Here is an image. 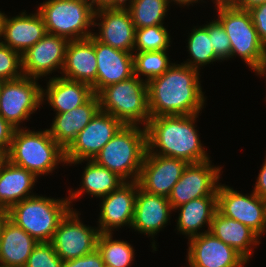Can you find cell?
<instances>
[{"mask_svg":"<svg viewBox=\"0 0 266 267\" xmlns=\"http://www.w3.org/2000/svg\"><path fill=\"white\" fill-rule=\"evenodd\" d=\"M146 151V128L123 125L93 161L108 168L124 182H132L139 178Z\"/></svg>","mask_w":266,"mask_h":267,"instance_id":"cell-4","label":"cell"},{"mask_svg":"<svg viewBox=\"0 0 266 267\" xmlns=\"http://www.w3.org/2000/svg\"><path fill=\"white\" fill-rule=\"evenodd\" d=\"M209 232L216 238L231 246L246 261L253 254L251 245H259L261 238L255 231L243 223L223 216L218 210L215 212Z\"/></svg>","mask_w":266,"mask_h":267,"instance_id":"cell-27","label":"cell"},{"mask_svg":"<svg viewBox=\"0 0 266 267\" xmlns=\"http://www.w3.org/2000/svg\"><path fill=\"white\" fill-rule=\"evenodd\" d=\"M229 1H231V0H214L213 3H216V2H229Z\"/></svg>","mask_w":266,"mask_h":267,"instance_id":"cell-47","label":"cell"},{"mask_svg":"<svg viewBox=\"0 0 266 267\" xmlns=\"http://www.w3.org/2000/svg\"><path fill=\"white\" fill-rule=\"evenodd\" d=\"M4 157V155H2L1 153H0V161H1V159Z\"/></svg>","mask_w":266,"mask_h":267,"instance_id":"cell-50","label":"cell"},{"mask_svg":"<svg viewBox=\"0 0 266 267\" xmlns=\"http://www.w3.org/2000/svg\"><path fill=\"white\" fill-rule=\"evenodd\" d=\"M122 126L113 115L99 110L65 150L66 164L77 165L83 160H93Z\"/></svg>","mask_w":266,"mask_h":267,"instance_id":"cell-10","label":"cell"},{"mask_svg":"<svg viewBox=\"0 0 266 267\" xmlns=\"http://www.w3.org/2000/svg\"><path fill=\"white\" fill-rule=\"evenodd\" d=\"M171 211L174 210L167 197L138 187L131 228L153 238L168 223Z\"/></svg>","mask_w":266,"mask_h":267,"instance_id":"cell-20","label":"cell"},{"mask_svg":"<svg viewBox=\"0 0 266 267\" xmlns=\"http://www.w3.org/2000/svg\"><path fill=\"white\" fill-rule=\"evenodd\" d=\"M4 79H2L1 77H0V91H1V87H2V85H3V83H4Z\"/></svg>","mask_w":266,"mask_h":267,"instance_id":"cell-48","label":"cell"},{"mask_svg":"<svg viewBox=\"0 0 266 267\" xmlns=\"http://www.w3.org/2000/svg\"><path fill=\"white\" fill-rule=\"evenodd\" d=\"M139 184L137 181L124 182L116 190L101 199L98 220L100 233H113L121 226L132 225Z\"/></svg>","mask_w":266,"mask_h":267,"instance_id":"cell-18","label":"cell"},{"mask_svg":"<svg viewBox=\"0 0 266 267\" xmlns=\"http://www.w3.org/2000/svg\"><path fill=\"white\" fill-rule=\"evenodd\" d=\"M63 267H105V263L102 260L100 252L96 248L83 257L65 261Z\"/></svg>","mask_w":266,"mask_h":267,"instance_id":"cell-39","label":"cell"},{"mask_svg":"<svg viewBox=\"0 0 266 267\" xmlns=\"http://www.w3.org/2000/svg\"><path fill=\"white\" fill-rule=\"evenodd\" d=\"M113 233H100L97 250L107 267H130L134 261L133 246L127 241L113 240Z\"/></svg>","mask_w":266,"mask_h":267,"instance_id":"cell-30","label":"cell"},{"mask_svg":"<svg viewBox=\"0 0 266 267\" xmlns=\"http://www.w3.org/2000/svg\"><path fill=\"white\" fill-rule=\"evenodd\" d=\"M93 95L90 85L59 76L50 78L47 88H42V102L47 100L56 114L68 112L83 105Z\"/></svg>","mask_w":266,"mask_h":267,"instance_id":"cell-26","label":"cell"},{"mask_svg":"<svg viewBox=\"0 0 266 267\" xmlns=\"http://www.w3.org/2000/svg\"><path fill=\"white\" fill-rule=\"evenodd\" d=\"M255 73L260 76L266 75V61L259 67V69Z\"/></svg>","mask_w":266,"mask_h":267,"instance_id":"cell-46","label":"cell"},{"mask_svg":"<svg viewBox=\"0 0 266 267\" xmlns=\"http://www.w3.org/2000/svg\"><path fill=\"white\" fill-rule=\"evenodd\" d=\"M230 2L240 9L250 10L257 5L266 3V0H231Z\"/></svg>","mask_w":266,"mask_h":267,"instance_id":"cell-43","label":"cell"},{"mask_svg":"<svg viewBox=\"0 0 266 267\" xmlns=\"http://www.w3.org/2000/svg\"><path fill=\"white\" fill-rule=\"evenodd\" d=\"M36 181L32 172L3 157L0 161V212L5 213L13 205L33 196L31 190Z\"/></svg>","mask_w":266,"mask_h":267,"instance_id":"cell-23","label":"cell"},{"mask_svg":"<svg viewBox=\"0 0 266 267\" xmlns=\"http://www.w3.org/2000/svg\"><path fill=\"white\" fill-rule=\"evenodd\" d=\"M208 34L211 39L215 55L222 61L230 59V39L217 19L208 23Z\"/></svg>","mask_w":266,"mask_h":267,"instance_id":"cell-37","label":"cell"},{"mask_svg":"<svg viewBox=\"0 0 266 267\" xmlns=\"http://www.w3.org/2000/svg\"><path fill=\"white\" fill-rule=\"evenodd\" d=\"M6 14L5 13H2L0 11V42L2 41L1 37L3 36V29H4V22H5V18H6Z\"/></svg>","mask_w":266,"mask_h":267,"instance_id":"cell-45","label":"cell"},{"mask_svg":"<svg viewBox=\"0 0 266 267\" xmlns=\"http://www.w3.org/2000/svg\"><path fill=\"white\" fill-rule=\"evenodd\" d=\"M217 20L230 39L231 58L238 55L256 72L266 61V48L261 43L251 14L229 2H216Z\"/></svg>","mask_w":266,"mask_h":267,"instance_id":"cell-7","label":"cell"},{"mask_svg":"<svg viewBox=\"0 0 266 267\" xmlns=\"http://www.w3.org/2000/svg\"><path fill=\"white\" fill-rule=\"evenodd\" d=\"M68 42L62 36L47 33L22 55L23 75L39 79L57 69L62 72Z\"/></svg>","mask_w":266,"mask_h":267,"instance_id":"cell-16","label":"cell"},{"mask_svg":"<svg viewBox=\"0 0 266 267\" xmlns=\"http://www.w3.org/2000/svg\"><path fill=\"white\" fill-rule=\"evenodd\" d=\"M63 263L51 242H38L24 267H63Z\"/></svg>","mask_w":266,"mask_h":267,"instance_id":"cell-35","label":"cell"},{"mask_svg":"<svg viewBox=\"0 0 266 267\" xmlns=\"http://www.w3.org/2000/svg\"><path fill=\"white\" fill-rule=\"evenodd\" d=\"M37 243L1 212L0 267H24Z\"/></svg>","mask_w":266,"mask_h":267,"instance_id":"cell-24","label":"cell"},{"mask_svg":"<svg viewBox=\"0 0 266 267\" xmlns=\"http://www.w3.org/2000/svg\"><path fill=\"white\" fill-rule=\"evenodd\" d=\"M200 2V0H167V2H168V4L170 3V2H175V3H177V5L179 4L180 6L181 5H186V6H188V5H190V4H192L193 5V3H197V2ZM202 1V0H201Z\"/></svg>","mask_w":266,"mask_h":267,"instance_id":"cell-44","label":"cell"},{"mask_svg":"<svg viewBox=\"0 0 266 267\" xmlns=\"http://www.w3.org/2000/svg\"><path fill=\"white\" fill-rule=\"evenodd\" d=\"M60 74L66 79L90 85L97 94V58L92 35L85 39L69 40Z\"/></svg>","mask_w":266,"mask_h":267,"instance_id":"cell-19","label":"cell"},{"mask_svg":"<svg viewBox=\"0 0 266 267\" xmlns=\"http://www.w3.org/2000/svg\"><path fill=\"white\" fill-rule=\"evenodd\" d=\"M97 18H100V23L95 22ZM93 26L99 28L98 33H92L96 40L114 49L133 53L136 27L126 7L95 10Z\"/></svg>","mask_w":266,"mask_h":267,"instance_id":"cell-15","label":"cell"},{"mask_svg":"<svg viewBox=\"0 0 266 267\" xmlns=\"http://www.w3.org/2000/svg\"><path fill=\"white\" fill-rule=\"evenodd\" d=\"M221 167L211 165V160L188 163L182 176L168 197L172 209L193 199L217 196Z\"/></svg>","mask_w":266,"mask_h":267,"instance_id":"cell-13","label":"cell"},{"mask_svg":"<svg viewBox=\"0 0 266 267\" xmlns=\"http://www.w3.org/2000/svg\"><path fill=\"white\" fill-rule=\"evenodd\" d=\"M171 37L163 24L136 29L133 53L168 50Z\"/></svg>","mask_w":266,"mask_h":267,"instance_id":"cell-34","label":"cell"},{"mask_svg":"<svg viewBox=\"0 0 266 267\" xmlns=\"http://www.w3.org/2000/svg\"><path fill=\"white\" fill-rule=\"evenodd\" d=\"M257 177L253 192L261 199L266 200V158Z\"/></svg>","mask_w":266,"mask_h":267,"instance_id":"cell-41","label":"cell"},{"mask_svg":"<svg viewBox=\"0 0 266 267\" xmlns=\"http://www.w3.org/2000/svg\"><path fill=\"white\" fill-rule=\"evenodd\" d=\"M173 210H180L177 222V230L188 236V240L192 237L209 232L212 218L217 211V196H205L193 199L184 203ZM207 225L208 229L199 232L200 228Z\"/></svg>","mask_w":266,"mask_h":267,"instance_id":"cell-28","label":"cell"},{"mask_svg":"<svg viewBox=\"0 0 266 267\" xmlns=\"http://www.w3.org/2000/svg\"><path fill=\"white\" fill-rule=\"evenodd\" d=\"M79 213L71 209L60 221L51 244L65 262L91 253L97 248L99 229L84 225Z\"/></svg>","mask_w":266,"mask_h":267,"instance_id":"cell-11","label":"cell"},{"mask_svg":"<svg viewBox=\"0 0 266 267\" xmlns=\"http://www.w3.org/2000/svg\"><path fill=\"white\" fill-rule=\"evenodd\" d=\"M97 58V94L105 87L134 76L133 53L114 49L94 38Z\"/></svg>","mask_w":266,"mask_h":267,"instance_id":"cell-21","label":"cell"},{"mask_svg":"<svg viewBox=\"0 0 266 267\" xmlns=\"http://www.w3.org/2000/svg\"><path fill=\"white\" fill-rule=\"evenodd\" d=\"M173 64L170 63L167 50L133 53L134 75L139 79H143L140 76L147 77L146 82L162 75Z\"/></svg>","mask_w":266,"mask_h":267,"instance_id":"cell-33","label":"cell"},{"mask_svg":"<svg viewBox=\"0 0 266 267\" xmlns=\"http://www.w3.org/2000/svg\"><path fill=\"white\" fill-rule=\"evenodd\" d=\"M47 33L68 40L89 38L95 10L88 0H47L39 5ZM89 29V30H88Z\"/></svg>","mask_w":266,"mask_h":267,"instance_id":"cell-8","label":"cell"},{"mask_svg":"<svg viewBox=\"0 0 266 267\" xmlns=\"http://www.w3.org/2000/svg\"><path fill=\"white\" fill-rule=\"evenodd\" d=\"M187 165L184 160L146 151L137 182L145 192L168 198Z\"/></svg>","mask_w":266,"mask_h":267,"instance_id":"cell-14","label":"cell"},{"mask_svg":"<svg viewBox=\"0 0 266 267\" xmlns=\"http://www.w3.org/2000/svg\"><path fill=\"white\" fill-rule=\"evenodd\" d=\"M94 10L100 8L126 7L129 0H88Z\"/></svg>","mask_w":266,"mask_h":267,"instance_id":"cell-42","label":"cell"},{"mask_svg":"<svg viewBox=\"0 0 266 267\" xmlns=\"http://www.w3.org/2000/svg\"><path fill=\"white\" fill-rule=\"evenodd\" d=\"M189 267H244L247 261L210 232L188 240Z\"/></svg>","mask_w":266,"mask_h":267,"instance_id":"cell-17","label":"cell"},{"mask_svg":"<svg viewBox=\"0 0 266 267\" xmlns=\"http://www.w3.org/2000/svg\"><path fill=\"white\" fill-rule=\"evenodd\" d=\"M198 115L199 113L151 117L146 127L147 151L181 159L187 163L210 159L195 129Z\"/></svg>","mask_w":266,"mask_h":267,"instance_id":"cell-2","label":"cell"},{"mask_svg":"<svg viewBox=\"0 0 266 267\" xmlns=\"http://www.w3.org/2000/svg\"><path fill=\"white\" fill-rule=\"evenodd\" d=\"M87 161L82 175V185L77 191L70 189L68 198L70 205L76 198H81L84 192L94 197L102 198L116 190L124 181L108 168L97 164L93 160Z\"/></svg>","mask_w":266,"mask_h":267,"instance_id":"cell-29","label":"cell"},{"mask_svg":"<svg viewBox=\"0 0 266 267\" xmlns=\"http://www.w3.org/2000/svg\"><path fill=\"white\" fill-rule=\"evenodd\" d=\"M99 110V99L94 94L83 105L56 114L51 128L47 130L56 143L66 150Z\"/></svg>","mask_w":266,"mask_h":267,"instance_id":"cell-25","label":"cell"},{"mask_svg":"<svg viewBox=\"0 0 266 267\" xmlns=\"http://www.w3.org/2000/svg\"><path fill=\"white\" fill-rule=\"evenodd\" d=\"M0 232H1V212H0Z\"/></svg>","mask_w":266,"mask_h":267,"instance_id":"cell-49","label":"cell"},{"mask_svg":"<svg viewBox=\"0 0 266 267\" xmlns=\"http://www.w3.org/2000/svg\"><path fill=\"white\" fill-rule=\"evenodd\" d=\"M217 210L223 216L250 227L259 236L266 232V200L261 199L254 192L243 195L239 191L219 183Z\"/></svg>","mask_w":266,"mask_h":267,"instance_id":"cell-12","label":"cell"},{"mask_svg":"<svg viewBox=\"0 0 266 267\" xmlns=\"http://www.w3.org/2000/svg\"><path fill=\"white\" fill-rule=\"evenodd\" d=\"M248 11L251 14L258 37L266 48V3L257 5Z\"/></svg>","mask_w":266,"mask_h":267,"instance_id":"cell-38","label":"cell"},{"mask_svg":"<svg viewBox=\"0 0 266 267\" xmlns=\"http://www.w3.org/2000/svg\"><path fill=\"white\" fill-rule=\"evenodd\" d=\"M38 79L22 76L4 81L0 91V116L15 129L42 105V88Z\"/></svg>","mask_w":266,"mask_h":267,"instance_id":"cell-9","label":"cell"},{"mask_svg":"<svg viewBox=\"0 0 266 267\" xmlns=\"http://www.w3.org/2000/svg\"><path fill=\"white\" fill-rule=\"evenodd\" d=\"M199 72L182 63H174L162 75L149 80L147 88L151 117L200 113L206 98Z\"/></svg>","mask_w":266,"mask_h":267,"instance_id":"cell-1","label":"cell"},{"mask_svg":"<svg viewBox=\"0 0 266 267\" xmlns=\"http://www.w3.org/2000/svg\"><path fill=\"white\" fill-rule=\"evenodd\" d=\"M71 208L68 198L33 195L13 205L6 217L38 242H51L60 221Z\"/></svg>","mask_w":266,"mask_h":267,"instance_id":"cell-5","label":"cell"},{"mask_svg":"<svg viewBox=\"0 0 266 267\" xmlns=\"http://www.w3.org/2000/svg\"><path fill=\"white\" fill-rule=\"evenodd\" d=\"M128 9L136 29L163 24L169 10L167 0H129Z\"/></svg>","mask_w":266,"mask_h":267,"instance_id":"cell-32","label":"cell"},{"mask_svg":"<svg viewBox=\"0 0 266 267\" xmlns=\"http://www.w3.org/2000/svg\"><path fill=\"white\" fill-rule=\"evenodd\" d=\"M102 112L109 113L123 125H143L151 118L148 106V88L137 76L103 88L98 94Z\"/></svg>","mask_w":266,"mask_h":267,"instance_id":"cell-6","label":"cell"},{"mask_svg":"<svg viewBox=\"0 0 266 267\" xmlns=\"http://www.w3.org/2000/svg\"><path fill=\"white\" fill-rule=\"evenodd\" d=\"M15 128L0 116V153L5 155L11 145Z\"/></svg>","mask_w":266,"mask_h":267,"instance_id":"cell-40","label":"cell"},{"mask_svg":"<svg viewBox=\"0 0 266 267\" xmlns=\"http://www.w3.org/2000/svg\"><path fill=\"white\" fill-rule=\"evenodd\" d=\"M22 76V55L0 42V77L6 81Z\"/></svg>","mask_w":266,"mask_h":267,"instance_id":"cell-36","label":"cell"},{"mask_svg":"<svg viewBox=\"0 0 266 267\" xmlns=\"http://www.w3.org/2000/svg\"><path fill=\"white\" fill-rule=\"evenodd\" d=\"M191 59L184 61V65L200 70L202 66L210 64L211 62L220 61L215 55L212 48V42L208 34V24L200 26L199 28L194 26L189 37L188 46H186Z\"/></svg>","mask_w":266,"mask_h":267,"instance_id":"cell-31","label":"cell"},{"mask_svg":"<svg viewBox=\"0 0 266 267\" xmlns=\"http://www.w3.org/2000/svg\"><path fill=\"white\" fill-rule=\"evenodd\" d=\"M4 157L36 177L52 173L59 163H66L65 150L47 129L36 132L26 127L15 129L10 148Z\"/></svg>","mask_w":266,"mask_h":267,"instance_id":"cell-3","label":"cell"},{"mask_svg":"<svg viewBox=\"0 0 266 267\" xmlns=\"http://www.w3.org/2000/svg\"><path fill=\"white\" fill-rule=\"evenodd\" d=\"M46 34V26L39 12L28 15L24 11L15 17L6 16L4 41L1 43L23 55Z\"/></svg>","mask_w":266,"mask_h":267,"instance_id":"cell-22","label":"cell"}]
</instances>
